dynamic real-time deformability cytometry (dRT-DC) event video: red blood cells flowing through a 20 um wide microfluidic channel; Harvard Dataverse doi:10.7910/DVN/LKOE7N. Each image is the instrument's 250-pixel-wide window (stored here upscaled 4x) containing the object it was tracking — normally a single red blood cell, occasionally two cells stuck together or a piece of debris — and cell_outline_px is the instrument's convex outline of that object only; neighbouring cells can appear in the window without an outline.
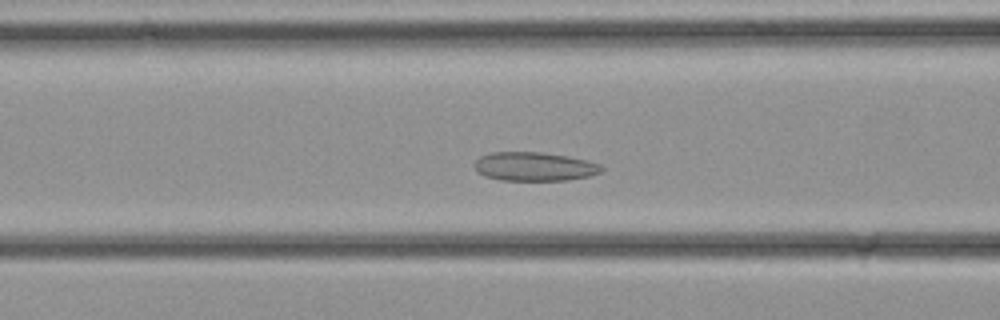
{"species": "common noctule bat (a hibernating species)", "species_latin": "Nyctalus noctula", "temperature_condition": "cold", "stored_images_in_passage": 32, "camera_frame_rate_fps": 3000, "um_per_image_px": 0.085, "animal": {"sex": "female", "body_mass_g": 21.9}, "frame": {"image": 1, "passage_image": 11, "time_ms": 3.333, "image_size_px": [1000, 320], "cell_outline_px": [[604, 168], [600, 172], [588, 176], [568, 180], [500, 180], [484, 176], [476, 172], [476, 160], [480, 156], [492, 152], [540, 152], [568, 156], [588, 160], [600, 164]], "centroid_in_image_um": [45.43, 14.15], "position_along_channel_um": 121.2, "area_um2": 21.33}}
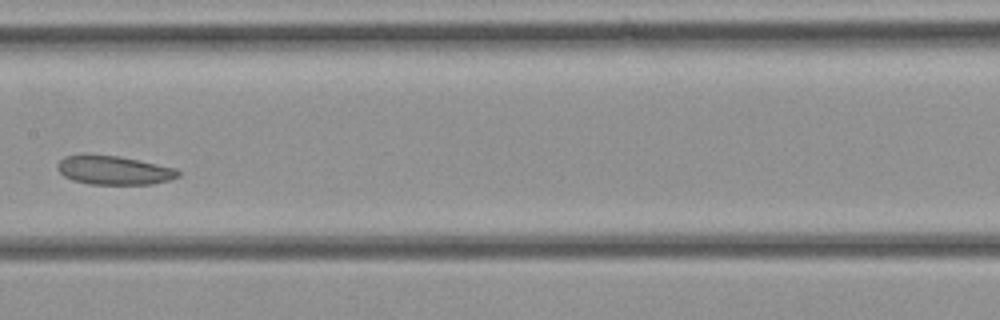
{"frame": {"image": 2, "passage_image": 15, "time_ms": 4.667, "image_size_px": [1000, 320], "cell_outline_px": [[180, 176], [168, 180], [152, 184], [88, 184], [72, 180], [64, 176], [56, 168], [56, 164], [64, 156], [84, 152], [88, 152], [116, 156], [176, 168], [180, 172]], "centroid_in_image_um": [9.59, 14.44], "position_along_channel_um": 197.8, "area_um2": 20.63}}
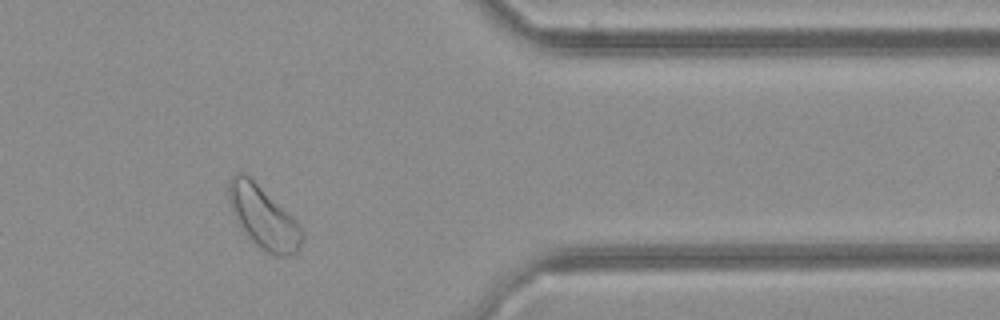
{"frame": {"image": 3, "passage_image": 26, "time_ms": 8.333, "image_size_px": [1000, 320], "cell_outline_px": [[304, 240], [300, 248], [296, 252], [288, 256], [276, 256], [260, 248], [248, 240], [232, 212], [228, 200], [228, 180], [236, 172], [244, 172], [292, 216], [300, 224], [304, 232]], "centroid_in_image_um": [22.38, 18.5], "position_along_channel_um": 389.0, "area_um2": 26.82}}